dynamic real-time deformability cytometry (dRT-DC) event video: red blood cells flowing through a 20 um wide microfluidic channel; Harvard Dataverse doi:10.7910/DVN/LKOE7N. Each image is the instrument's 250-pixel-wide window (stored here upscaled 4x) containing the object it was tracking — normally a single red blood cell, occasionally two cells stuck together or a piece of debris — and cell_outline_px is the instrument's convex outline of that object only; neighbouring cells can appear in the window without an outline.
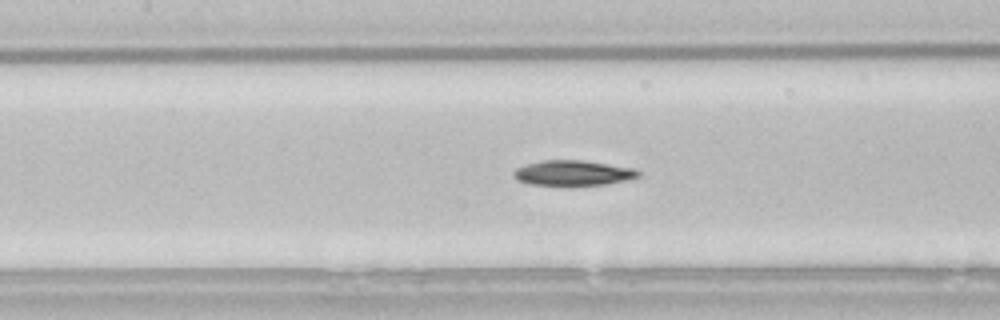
{"species": "common noctule bat (a hibernating species)", "species_latin": "Nyctalus noctula", "temperature_condition": "room temperature", "stored_images_in_passage": 38, "camera_frame_rate_fps": 3000, "um_per_image_px": 0.085, "animal": {"sex": "male", "body_mass_g": 21.5, "forearm_length_mm": 52.0}, "frame": {"image": 1, "passage_image": 8, "time_ms": 2.333, "image_size_px": [1000, 320], "cell_outline_px": [[640, 176], [624, 180], [604, 184], [568, 188], [532, 184], [516, 180], [512, 176], [512, 172], [516, 168], [540, 160], [584, 160], [636, 168], [640, 172]], "centroid_in_image_um": [48.67, 14.73], "position_along_channel_um": 158.7, "area_um2": 19.07}}
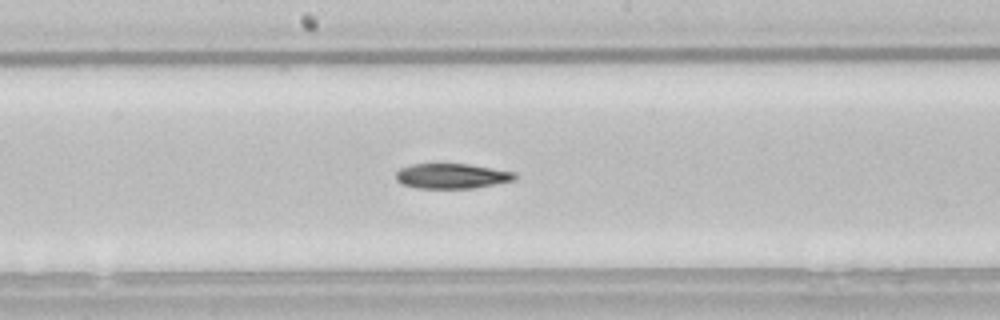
{"frame": {"image": 2, "passage_image": 12, "time_ms": 3.667, "image_size_px": [1000, 320], "cell_outline_px": [[520, 176], [516, 180], [476, 188], [416, 188], [404, 184], [396, 180], [396, 172], [400, 168], [412, 164], [468, 164], [516, 172]], "centroid_in_image_um": [38.46, 14.96], "position_along_channel_um": 209.7, "area_um2": 17.51}}
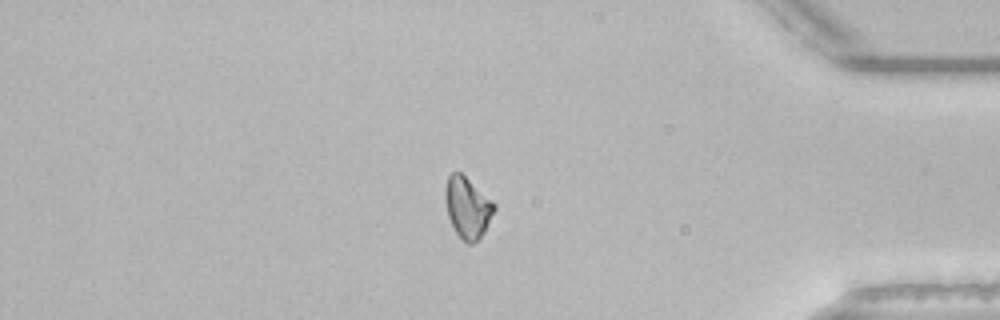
{"frame": {"image": 3, "passage_image": 29, "time_ms": 9.333, "image_size_px": [1000, 320], "cell_outline_px": [[496, 208], [484, 232], [472, 244], [468, 244], [456, 232], [448, 216], [444, 200], [444, 188], [448, 176], [452, 172], [460, 172], [492, 200], [496, 204]], "centroid_in_image_um": [39.72, 17.61], "position_along_channel_um": 395.5, "area_um2": 17.28}, "authors_computed_cell_mechanics": {"area_um2": 17.6001, "velocity_mm_per_s": 3.8382, "shape_relaxation_time_tau1_ms": 5.3204, "shape_relaxation_time_tau2_ms": null, "deformation_change_tau1": 0.1285, "deformation_change_tau2": null}}